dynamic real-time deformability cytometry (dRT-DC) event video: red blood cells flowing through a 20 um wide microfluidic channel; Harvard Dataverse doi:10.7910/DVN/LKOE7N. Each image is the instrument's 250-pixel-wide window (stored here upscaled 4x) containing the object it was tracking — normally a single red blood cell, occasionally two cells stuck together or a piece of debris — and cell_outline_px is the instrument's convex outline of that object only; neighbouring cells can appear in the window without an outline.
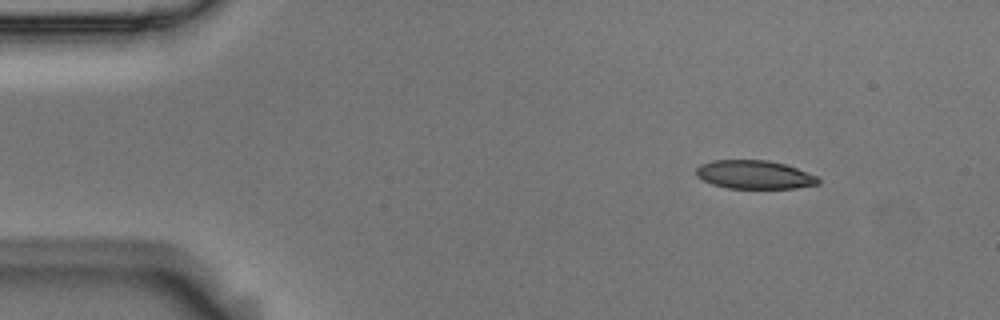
{"species": "Egyptian fruit bat (a non-hibernating species)", "species_latin": "Rousettus aegyptiacus", "temperature_condition": "room temperature", "stored_images_in_passage": 4, "camera_frame_rate_fps": 3000, "um_per_image_px": 0.085, "animal": {"sex": "male"}, "frame": {"image": 1, "passage_image": 1, "time_ms": 0.0, "image_size_px": [1000, 320], "cell_outline_px": [[820, 184], [796, 188], [728, 188], [712, 184], [696, 176], [696, 168], [700, 164], [712, 160], [768, 160], [784, 164], [796, 168], [816, 176], [820, 180]], "centroid_in_image_um": [64.11, 14.84], "position_along_channel_um": 20.9, "area_um2": 20.23}}